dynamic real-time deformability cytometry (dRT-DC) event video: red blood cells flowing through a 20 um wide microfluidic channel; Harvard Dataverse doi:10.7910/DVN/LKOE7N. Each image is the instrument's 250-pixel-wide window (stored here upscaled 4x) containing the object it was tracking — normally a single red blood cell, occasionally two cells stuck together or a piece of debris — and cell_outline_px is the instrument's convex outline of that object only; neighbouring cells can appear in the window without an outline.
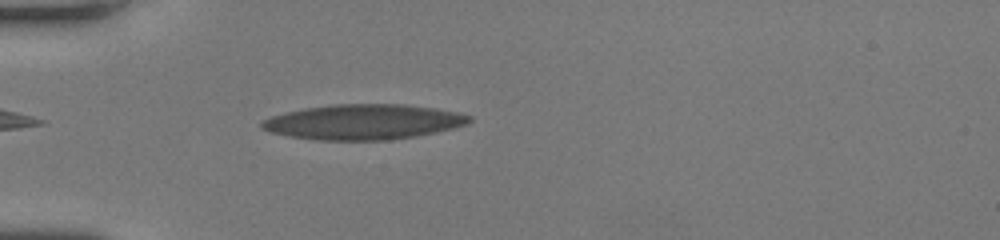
{"species": "human", "species_latin": "Homo sapiens", "temperature_condition": "room temperature", "stored_images_in_passage": 38, "camera_frame_rate_fps": 3000, "um_per_image_px": 0.085, "donor": {"sex": "female"}, "frame": {"image": 1, "passage_image": 4, "time_ms": 1.0, "image_size_px": [1000, 240], "cell_outline_px": [[472, 120], [468, 124], [456, 128], [416, 136], [392, 140], [316, 140], [288, 136], [268, 132], [260, 128], [260, 120], [284, 112], [304, 108], [332, 104], [404, 104], [436, 108], [456, 112], [472, 116]], "centroid_in_image_um": [30.87, 10.36], "position_along_channel_um": 54.1, "area_um2": 43.06}}
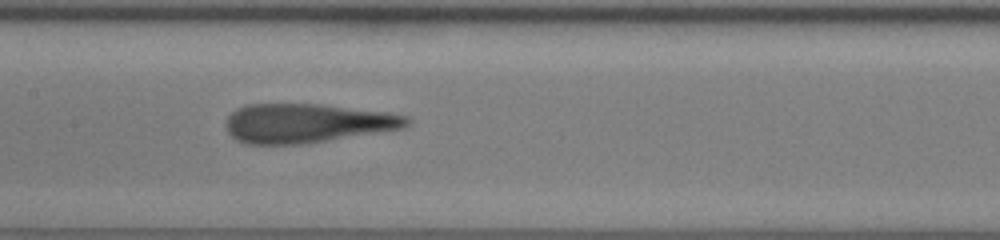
{"frame": {"image": 2, "passage_image": 14, "time_ms": 4.333, "image_size_px": [1000, 240], "cell_outline_px": [[412, 124], [408, 128], [300, 144], [244, 144], [236, 140], [224, 128], [224, 124], [228, 116], [236, 108], [244, 104], [324, 104], [388, 112], [408, 116], [412, 120]], "centroid_in_image_um": [26.12, 10.46], "position_along_channel_um": 181.3, "area_um2": 41.85}}
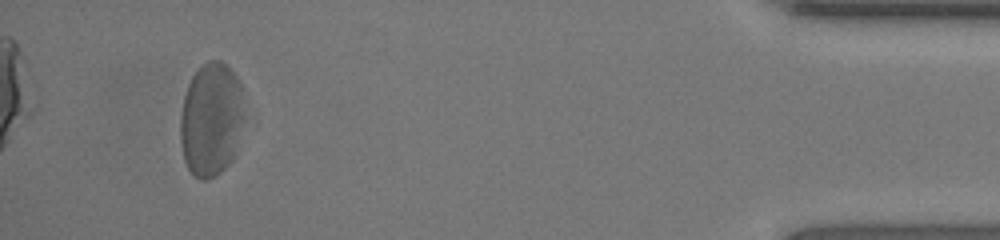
{"frame": {"image": 3, "passage_image": 35, "time_ms": 11.333, "image_size_px": [1000, 240], "cell_outline_px": [[244, 120], [236, 156], [216, 176], [208, 180], [200, 180], [188, 168], [184, 160], [180, 140], [180, 116], [184, 96], [188, 84], [192, 76], [208, 60], [220, 60], [236, 76], [240, 84], [244, 108]], "centroid_in_image_um": [17.96, 10.19], "position_along_channel_um": 417.2, "area_um2": 42.83}, "authors_computed_cell_mechanics": {"area_um2": 42.0495, "velocity_mm_per_s": 4.2714, "shape_relaxation_time_tau1_ms": 7.4795, "shape_relaxation_time_tau2_ms": 1.5939, "deformation_change_tau1": 0.2262, "deformation_change_tau2": 0.1354}}